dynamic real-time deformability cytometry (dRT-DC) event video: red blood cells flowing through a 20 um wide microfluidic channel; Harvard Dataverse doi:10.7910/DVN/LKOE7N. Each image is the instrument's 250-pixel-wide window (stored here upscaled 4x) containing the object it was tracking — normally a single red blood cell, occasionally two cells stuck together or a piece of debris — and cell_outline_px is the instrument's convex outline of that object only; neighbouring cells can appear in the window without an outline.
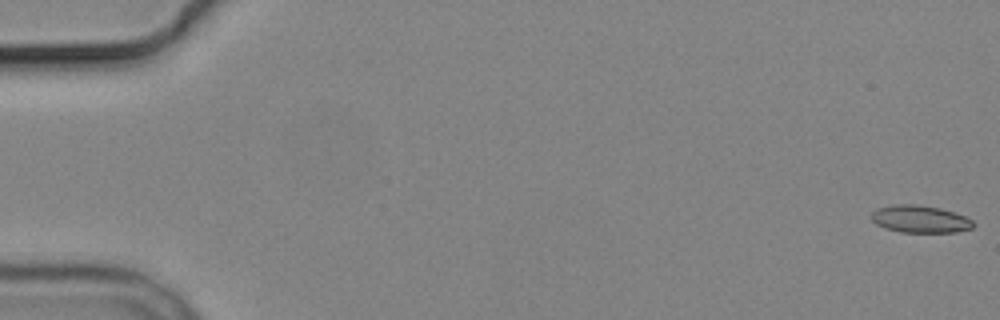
{"species": "common noctule bat (a hibernating species)", "species_latin": "Nyctalus noctula", "temperature_condition": "cold", "stored_images_in_passage": 7, "camera_frame_rate_fps": 3000, "um_per_image_px": 0.085, "animal": {"sex": "male", "body_mass_g": 19.2, "forearm_length_mm": 51.8}, "frame": {"image": 1, "passage_image": 1, "time_ms": 0.0, "image_size_px": [1000, 320], "cell_outline_px": [[976, 224], [972, 228], [956, 232], [900, 232], [884, 228], [876, 224], [872, 220], [872, 212], [876, 208], [892, 204], [916, 204], [940, 208], [964, 216], [972, 220]], "centroid_in_image_um": [78.18, 18.62], "position_along_channel_um": 6.8, "area_um2": 16.3}}
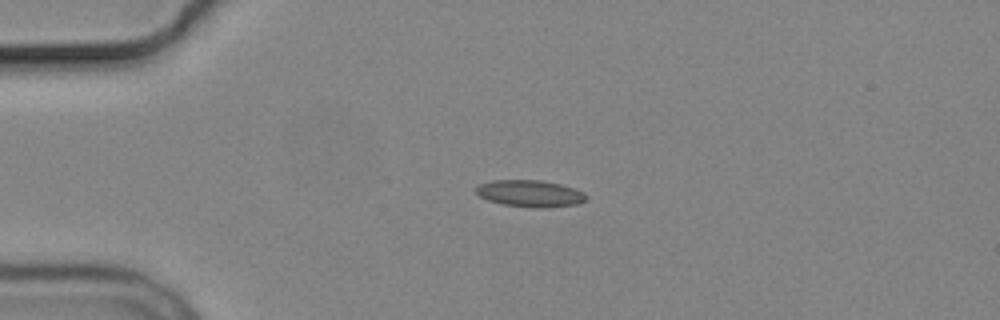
{"frame": {"image": 2, "passage_image": 5, "time_ms": 4.333, "image_size_px": [1000, 320], "cell_outline_px": [[588, 200], [576, 204], [544, 208], [536, 208], [504, 204], [488, 200], [480, 196], [476, 192], [476, 184], [492, 180], [540, 180], [560, 184], [584, 192], [588, 196]], "centroid_in_image_um": [45.06, 16.44], "position_along_channel_um": 39.9, "area_um2": 17.22}}
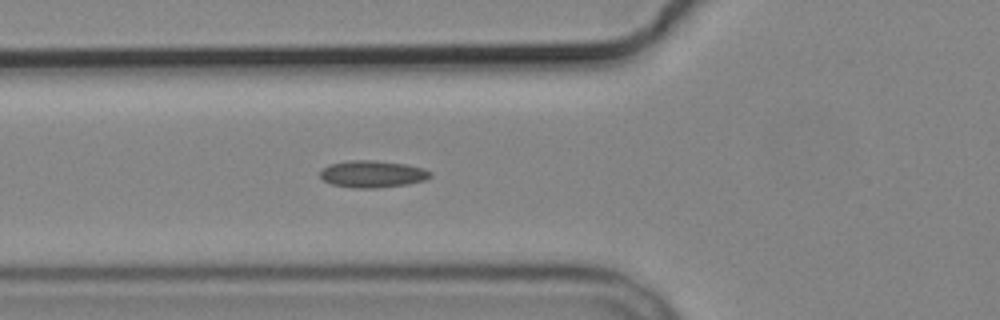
{"frame": {"image": 3, "passage_image": 7, "time_ms": 6.667, "image_size_px": [1000, 320], "cell_outline_px": [[432, 176], [424, 180], [408, 184], [376, 188], [352, 188], [332, 184], [324, 180], [320, 176], [320, 172], [328, 164], [348, 160], [376, 160], [408, 164], [424, 168], [432, 172]], "centroid_in_image_um": [31.68, 14.78], "position_along_channel_um": 94.1, "area_um2": 17.51}}